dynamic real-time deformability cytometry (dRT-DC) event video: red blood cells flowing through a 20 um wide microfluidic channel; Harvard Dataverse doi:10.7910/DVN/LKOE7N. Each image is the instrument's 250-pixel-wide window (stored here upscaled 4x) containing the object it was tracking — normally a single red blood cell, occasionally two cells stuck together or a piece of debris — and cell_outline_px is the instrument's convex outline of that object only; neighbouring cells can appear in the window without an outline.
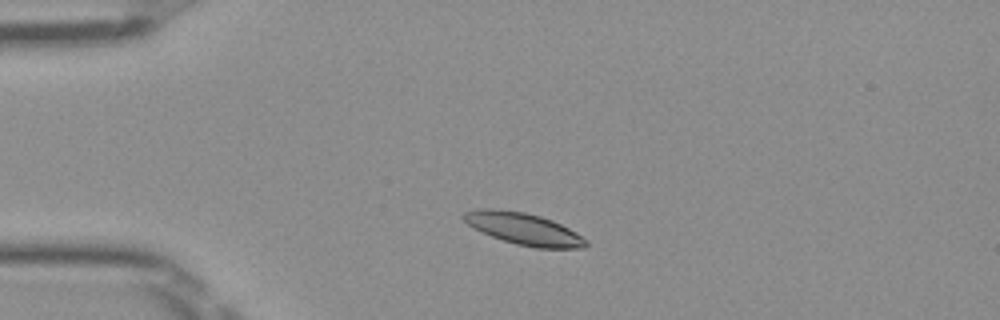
{"species": "Egyptian fruit bat (a non-hibernating species)", "species_latin": "Rousettus aegyptiacus", "temperature_condition": "room temperature", "stored_images_in_passage": 46, "camera_frame_rate_fps": 3000, "um_per_image_px": 0.085, "frame": {"image": 1, "passage_image": 7, "time_ms": 2.0, "image_size_px": [1000, 320], "cell_outline_px": [[588, 244], [584, 248], [536, 248], [516, 244], [492, 236], [468, 224], [460, 216], [464, 212], [480, 208], [492, 208], [524, 212], [540, 216], [552, 220], [576, 232], [588, 240]], "centroid_in_image_um": [44.53, 19.44], "position_along_channel_um": 40.5, "area_um2": 22.54}}
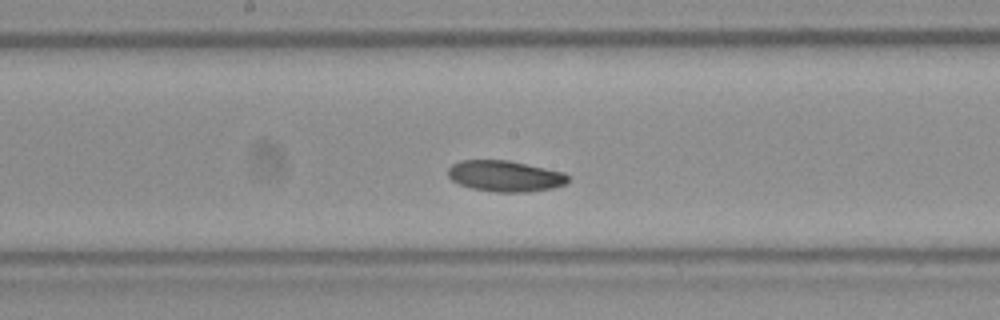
{"frame": {"image": 2, "passage_image": 22, "time_ms": 7.0, "image_size_px": [1000, 320], "cell_outline_px": [[568, 180], [564, 184], [552, 188], [528, 192], [496, 192], [472, 188], [460, 184], [452, 180], [448, 176], [448, 168], [452, 164], [460, 160], [508, 160], [564, 172], [568, 176]], "centroid_in_image_um": [42.91, 14.96], "position_along_channel_um": 205.3, "area_um2": 21.62}}
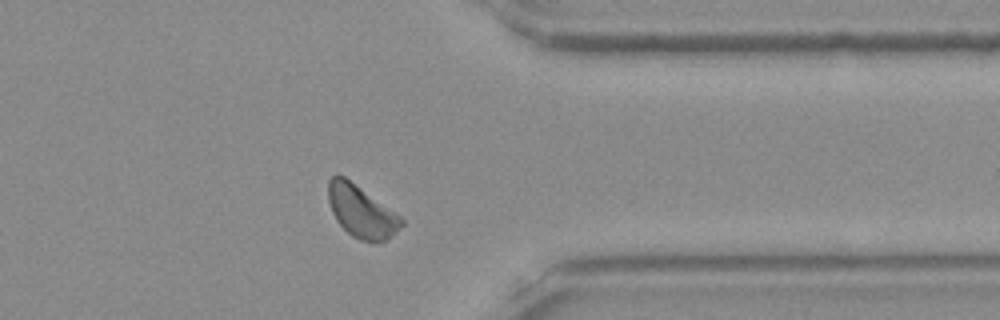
{"frame": {"image": 3, "passage_image": 36, "time_ms": 11.667, "image_size_px": [1000, 320], "cell_outline_px": [[404, 224], [396, 232], [384, 240], [360, 240], [352, 236], [336, 220], [332, 212], [328, 200], [328, 180], [336, 172], [344, 176], [400, 216], [404, 220]], "centroid_in_image_um": [30.67, 17.94], "position_along_channel_um": 380.7, "area_um2": 21.73}, "authors_computed_cell_mechanics": {"area_um2": 21.8484, "velocity_mm_per_s": 3.9288, "shape_relaxation_time_tau1_ms": 4.4083, "shape_relaxation_time_tau2_ms": null, "deformation_change_tau1": 0.0894, "deformation_change_tau2": null}}